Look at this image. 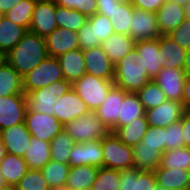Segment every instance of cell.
<instances>
[{
	"label": "cell",
	"instance_id": "53",
	"mask_svg": "<svg viewBox=\"0 0 190 190\" xmlns=\"http://www.w3.org/2000/svg\"><path fill=\"white\" fill-rule=\"evenodd\" d=\"M184 110H190V74H186L181 100Z\"/></svg>",
	"mask_w": 190,
	"mask_h": 190
},
{
	"label": "cell",
	"instance_id": "37",
	"mask_svg": "<svg viewBox=\"0 0 190 190\" xmlns=\"http://www.w3.org/2000/svg\"><path fill=\"white\" fill-rule=\"evenodd\" d=\"M70 165L50 160L40 169L50 189L65 185Z\"/></svg>",
	"mask_w": 190,
	"mask_h": 190
},
{
	"label": "cell",
	"instance_id": "19",
	"mask_svg": "<svg viewBox=\"0 0 190 190\" xmlns=\"http://www.w3.org/2000/svg\"><path fill=\"white\" fill-rule=\"evenodd\" d=\"M47 53L49 57L58 58L60 55L79 47L78 32L65 28H56L45 37Z\"/></svg>",
	"mask_w": 190,
	"mask_h": 190
},
{
	"label": "cell",
	"instance_id": "60",
	"mask_svg": "<svg viewBox=\"0 0 190 190\" xmlns=\"http://www.w3.org/2000/svg\"><path fill=\"white\" fill-rule=\"evenodd\" d=\"M7 186V184L4 181L2 171L0 170V188Z\"/></svg>",
	"mask_w": 190,
	"mask_h": 190
},
{
	"label": "cell",
	"instance_id": "24",
	"mask_svg": "<svg viewBox=\"0 0 190 190\" xmlns=\"http://www.w3.org/2000/svg\"><path fill=\"white\" fill-rule=\"evenodd\" d=\"M157 185L165 189L190 190V171L179 168H158L154 171Z\"/></svg>",
	"mask_w": 190,
	"mask_h": 190
},
{
	"label": "cell",
	"instance_id": "2",
	"mask_svg": "<svg viewBox=\"0 0 190 190\" xmlns=\"http://www.w3.org/2000/svg\"><path fill=\"white\" fill-rule=\"evenodd\" d=\"M151 79L147 70L135 60V47L114 65V84L126 92L136 93Z\"/></svg>",
	"mask_w": 190,
	"mask_h": 190
},
{
	"label": "cell",
	"instance_id": "16",
	"mask_svg": "<svg viewBox=\"0 0 190 190\" xmlns=\"http://www.w3.org/2000/svg\"><path fill=\"white\" fill-rule=\"evenodd\" d=\"M186 72L177 68H162L153 79L165 93L167 100L181 103Z\"/></svg>",
	"mask_w": 190,
	"mask_h": 190
},
{
	"label": "cell",
	"instance_id": "59",
	"mask_svg": "<svg viewBox=\"0 0 190 190\" xmlns=\"http://www.w3.org/2000/svg\"><path fill=\"white\" fill-rule=\"evenodd\" d=\"M6 62V55L0 52V68Z\"/></svg>",
	"mask_w": 190,
	"mask_h": 190
},
{
	"label": "cell",
	"instance_id": "11",
	"mask_svg": "<svg viewBox=\"0 0 190 190\" xmlns=\"http://www.w3.org/2000/svg\"><path fill=\"white\" fill-rule=\"evenodd\" d=\"M68 164L70 167L80 165L93 166L98 169L103 167L101 139L89 142H76L70 152Z\"/></svg>",
	"mask_w": 190,
	"mask_h": 190
},
{
	"label": "cell",
	"instance_id": "7",
	"mask_svg": "<svg viewBox=\"0 0 190 190\" xmlns=\"http://www.w3.org/2000/svg\"><path fill=\"white\" fill-rule=\"evenodd\" d=\"M61 79L64 77L59 59L48 56L23 77V92L28 94Z\"/></svg>",
	"mask_w": 190,
	"mask_h": 190
},
{
	"label": "cell",
	"instance_id": "15",
	"mask_svg": "<svg viewBox=\"0 0 190 190\" xmlns=\"http://www.w3.org/2000/svg\"><path fill=\"white\" fill-rule=\"evenodd\" d=\"M86 74L114 80V63L100 46L83 51Z\"/></svg>",
	"mask_w": 190,
	"mask_h": 190
},
{
	"label": "cell",
	"instance_id": "55",
	"mask_svg": "<svg viewBox=\"0 0 190 190\" xmlns=\"http://www.w3.org/2000/svg\"><path fill=\"white\" fill-rule=\"evenodd\" d=\"M183 70L186 72V74H190V48L186 51Z\"/></svg>",
	"mask_w": 190,
	"mask_h": 190
},
{
	"label": "cell",
	"instance_id": "41",
	"mask_svg": "<svg viewBox=\"0 0 190 190\" xmlns=\"http://www.w3.org/2000/svg\"><path fill=\"white\" fill-rule=\"evenodd\" d=\"M136 94L146 110L157 107L167 100L165 93L154 80H150Z\"/></svg>",
	"mask_w": 190,
	"mask_h": 190
},
{
	"label": "cell",
	"instance_id": "23",
	"mask_svg": "<svg viewBox=\"0 0 190 190\" xmlns=\"http://www.w3.org/2000/svg\"><path fill=\"white\" fill-rule=\"evenodd\" d=\"M159 50L162 68L183 69L187 49L178 45L168 35L159 37Z\"/></svg>",
	"mask_w": 190,
	"mask_h": 190
},
{
	"label": "cell",
	"instance_id": "3",
	"mask_svg": "<svg viewBox=\"0 0 190 190\" xmlns=\"http://www.w3.org/2000/svg\"><path fill=\"white\" fill-rule=\"evenodd\" d=\"M72 88V84L65 79L51 83L28 94H25L27 110L54 116L55 103Z\"/></svg>",
	"mask_w": 190,
	"mask_h": 190
},
{
	"label": "cell",
	"instance_id": "27",
	"mask_svg": "<svg viewBox=\"0 0 190 190\" xmlns=\"http://www.w3.org/2000/svg\"><path fill=\"white\" fill-rule=\"evenodd\" d=\"M0 170L2 171L5 183L8 186L15 187L29 169L23 157L6 153L0 161Z\"/></svg>",
	"mask_w": 190,
	"mask_h": 190
},
{
	"label": "cell",
	"instance_id": "46",
	"mask_svg": "<svg viewBox=\"0 0 190 190\" xmlns=\"http://www.w3.org/2000/svg\"><path fill=\"white\" fill-rule=\"evenodd\" d=\"M141 142L144 147L157 148L163 154L165 152L164 128L149 126Z\"/></svg>",
	"mask_w": 190,
	"mask_h": 190
},
{
	"label": "cell",
	"instance_id": "22",
	"mask_svg": "<svg viewBox=\"0 0 190 190\" xmlns=\"http://www.w3.org/2000/svg\"><path fill=\"white\" fill-rule=\"evenodd\" d=\"M157 24L161 35H168L185 21L183 6L166 0L156 11Z\"/></svg>",
	"mask_w": 190,
	"mask_h": 190
},
{
	"label": "cell",
	"instance_id": "51",
	"mask_svg": "<svg viewBox=\"0 0 190 190\" xmlns=\"http://www.w3.org/2000/svg\"><path fill=\"white\" fill-rule=\"evenodd\" d=\"M135 8L156 12L166 0H130Z\"/></svg>",
	"mask_w": 190,
	"mask_h": 190
},
{
	"label": "cell",
	"instance_id": "58",
	"mask_svg": "<svg viewBox=\"0 0 190 190\" xmlns=\"http://www.w3.org/2000/svg\"><path fill=\"white\" fill-rule=\"evenodd\" d=\"M169 1L177 3L181 6H185L190 0H169Z\"/></svg>",
	"mask_w": 190,
	"mask_h": 190
},
{
	"label": "cell",
	"instance_id": "48",
	"mask_svg": "<svg viewBox=\"0 0 190 190\" xmlns=\"http://www.w3.org/2000/svg\"><path fill=\"white\" fill-rule=\"evenodd\" d=\"M79 47L82 51L100 46V41H95L94 26L88 21L78 31Z\"/></svg>",
	"mask_w": 190,
	"mask_h": 190
},
{
	"label": "cell",
	"instance_id": "9",
	"mask_svg": "<svg viewBox=\"0 0 190 190\" xmlns=\"http://www.w3.org/2000/svg\"><path fill=\"white\" fill-rule=\"evenodd\" d=\"M129 36L135 41L157 39L161 36L156 12L133 8Z\"/></svg>",
	"mask_w": 190,
	"mask_h": 190
},
{
	"label": "cell",
	"instance_id": "43",
	"mask_svg": "<svg viewBox=\"0 0 190 190\" xmlns=\"http://www.w3.org/2000/svg\"><path fill=\"white\" fill-rule=\"evenodd\" d=\"M15 188L16 190H50L42 172L35 169H29Z\"/></svg>",
	"mask_w": 190,
	"mask_h": 190
},
{
	"label": "cell",
	"instance_id": "52",
	"mask_svg": "<svg viewBox=\"0 0 190 190\" xmlns=\"http://www.w3.org/2000/svg\"><path fill=\"white\" fill-rule=\"evenodd\" d=\"M185 147H190V110H184L181 118Z\"/></svg>",
	"mask_w": 190,
	"mask_h": 190
},
{
	"label": "cell",
	"instance_id": "45",
	"mask_svg": "<svg viewBox=\"0 0 190 190\" xmlns=\"http://www.w3.org/2000/svg\"><path fill=\"white\" fill-rule=\"evenodd\" d=\"M164 142L165 151H170L179 147H185L181 120L172 123L167 128H164Z\"/></svg>",
	"mask_w": 190,
	"mask_h": 190
},
{
	"label": "cell",
	"instance_id": "62",
	"mask_svg": "<svg viewBox=\"0 0 190 190\" xmlns=\"http://www.w3.org/2000/svg\"><path fill=\"white\" fill-rule=\"evenodd\" d=\"M0 190H16V188L15 187H13V186H5V187H2V188H0Z\"/></svg>",
	"mask_w": 190,
	"mask_h": 190
},
{
	"label": "cell",
	"instance_id": "5",
	"mask_svg": "<svg viewBox=\"0 0 190 190\" xmlns=\"http://www.w3.org/2000/svg\"><path fill=\"white\" fill-rule=\"evenodd\" d=\"M114 85L113 80H105L85 73L72 84V88L89 110L95 111L105 101L108 92Z\"/></svg>",
	"mask_w": 190,
	"mask_h": 190
},
{
	"label": "cell",
	"instance_id": "47",
	"mask_svg": "<svg viewBox=\"0 0 190 190\" xmlns=\"http://www.w3.org/2000/svg\"><path fill=\"white\" fill-rule=\"evenodd\" d=\"M56 4L75 9L88 17L97 13V0H57Z\"/></svg>",
	"mask_w": 190,
	"mask_h": 190
},
{
	"label": "cell",
	"instance_id": "39",
	"mask_svg": "<svg viewBox=\"0 0 190 190\" xmlns=\"http://www.w3.org/2000/svg\"><path fill=\"white\" fill-rule=\"evenodd\" d=\"M133 8L130 0H124L110 16L114 33L129 36V26L131 25V17Z\"/></svg>",
	"mask_w": 190,
	"mask_h": 190
},
{
	"label": "cell",
	"instance_id": "30",
	"mask_svg": "<svg viewBox=\"0 0 190 190\" xmlns=\"http://www.w3.org/2000/svg\"><path fill=\"white\" fill-rule=\"evenodd\" d=\"M27 30L7 19L0 18V52L7 54L23 38Z\"/></svg>",
	"mask_w": 190,
	"mask_h": 190
},
{
	"label": "cell",
	"instance_id": "63",
	"mask_svg": "<svg viewBox=\"0 0 190 190\" xmlns=\"http://www.w3.org/2000/svg\"><path fill=\"white\" fill-rule=\"evenodd\" d=\"M155 190H183V189H176V188L165 189V188H163V187L157 186Z\"/></svg>",
	"mask_w": 190,
	"mask_h": 190
},
{
	"label": "cell",
	"instance_id": "61",
	"mask_svg": "<svg viewBox=\"0 0 190 190\" xmlns=\"http://www.w3.org/2000/svg\"><path fill=\"white\" fill-rule=\"evenodd\" d=\"M50 190H70L65 185L57 186L56 188L50 189Z\"/></svg>",
	"mask_w": 190,
	"mask_h": 190
},
{
	"label": "cell",
	"instance_id": "44",
	"mask_svg": "<svg viewBox=\"0 0 190 190\" xmlns=\"http://www.w3.org/2000/svg\"><path fill=\"white\" fill-rule=\"evenodd\" d=\"M88 22L94 26L95 41L102 43L114 33L111 20L105 15L95 13L88 17Z\"/></svg>",
	"mask_w": 190,
	"mask_h": 190
},
{
	"label": "cell",
	"instance_id": "34",
	"mask_svg": "<svg viewBox=\"0 0 190 190\" xmlns=\"http://www.w3.org/2000/svg\"><path fill=\"white\" fill-rule=\"evenodd\" d=\"M146 109L143 107L136 93L128 92L123 99L120 115H118L117 128L126 126L136 118L144 116Z\"/></svg>",
	"mask_w": 190,
	"mask_h": 190
},
{
	"label": "cell",
	"instance_id": "38",
	"mask_svg": "<svg viewBox=\"0 0 190 190\" xmlns=\"http://www.w3.org/2000/svg\"><path fill=\"white\" fill-rule=\"evenodd\" d=\"M37 0H22L3 14L7 19L29 30Z\"/></svg>",
	"mask_w": 190,
	"mask_h": 190
},
{
	"label": "cell",
	"instance_id": "40",
	"mask_svg": "<svg viewBox=\"0 0 190 190\" xmlns=\"http://www.w3.org/2000/svg\"><path fill=\"white\" fill-rule=\"evenodd\" d=\"M159 168H181L190 171V147H179L165 151Z\"/></svg>",
	"mask_w": 190,
	"mask_h": 190
},
{
	"label": "cell",
	"instance_id": "36",
	"mask_svg": "<svg viewBox=\"0 0 190 190\" xmlns=\"http://www.w3.org/2000/svg\"><path fill=\"white\" fill-rule=\"evenodd\" d=\"M75 144L76 141L63 130L50 142L51 160L68 164L70 152Z\"/></svg>",
	"mask_w": 190,
	"mask_h": 190
},
{
	"label": "cell",
	"instance_id": "50",
	"mask_svg": "<svg viewBox=\"0 0 190 190\" xmlns=\"http://www.w3.org/2000/svg\"><path fill=\"white\" fill-rule=\"evenodd\" d=\"M123 1L124 0H97V13L110 18L116 7Z\"/></svg>",
	"mask_w": 190,
	"mask_h": 190
},
{
	"label": "cell",
	"instance_id": "28",
	"mask_svg": "<svg viewBox=\"0 0 190 190\" xmlns=\"http://www.w3.org/2000/svg\"><path fill=\"white\" fill-rule=\"evenodd\" d=\"M23 158L28 169L40 170L51 160L50 142L32 137Z\"/></svg>",
	"mask_w": 190,
	"mask_h": 190
},
{
	"label": "cell",
	"instance_id": "10",
	"mask_svg": "<svg viewBox=\"0 0 190 190\" xmlns=\"http://www.w3.org/2000/svg\"><path fill=\"white\" fill-rule=\"evenodd\" d=\"M26 112L25 94L0 97V131L24 123Z\"/></svg>",
	"mask_w": 190,
	"mask_h": 190
},
{
	"label": "cell",
	"instance_id": "54",
	"mask_svg": "<svg viewBox=\"0 0 190 190\" xmlns=\"http://www.w3.org/2000/svg\"><path fill=\"white\" fill-rule=\"evenodd\" d=\"M22 0H0V10L4 14Z\"/></svg>",
	"mask_w": 190,
	"mask_h": 190
},
{
	"label": "cell",
	"instance_id": "65",
	"mask_svg": "<svg viewBox=\"0 0 190 190\" xmlns=\"http://www.w3.org/2000/svg\"><path fill=\"white\" fill-rule=\"evenodd\" d=\"M3 16V13L1 12V10H0V18Z\"/></svg>",
	"mask_w": 190,
	"mask_h": 190
},
{
	"label": "cell",
	"instance_id": "21",
	"mask_svg": "<svg viewBox=\"0 0 190 190\" xmlns=\"http://www.w3.org/2000/svg\"><path fill=\"white\" fill-rule=\"evenodd\" d=\"M157 186L154 171L120 170L119 190H155Z\"/></svg>",
	"mask_w": 190,
	"mask_h": 190
},
{
	"label": "cell",
	"instance_id": "64",
	"mask_svg": "<svg viewBox=\"0 0 190 190\" xmlns=\"http://www.w3.org/2000/svg\"><path fill=\"white\" fill-rule=\"evenodd\" d=\"M41 1H49V2H57V0H41Z\"/></svg>",
	"mask_w": 190,
	"mask_h": 190
},
{
	"label": "cell",
	"instance_id": "32",
	"mask_svg": "<svg viewBox=\"0 0 190 190\" xmlns=\"http://www.w3.org/2000/svg\"><path fill=\"white\" fill-rule=\"evenodd\" d=\"M98 173V168L93 166L71 167L65 186L70 190H86L92 187Z\"/></svg>",
	"mask_w": 190,
	"mask_h": 190
},
{
	"label": "cell",
	"instance_id": "14",
	"mask_svg": "<svg viewBox=\"0 0 190 190\" xmlns=\"http://www.w3.org/2000/svg\"><path fill=\"white\" fill-rule=\"evenodd\" d=\"M80 96L71 88L55 103L54 116L64 125L89 112Z\"/></svg>",
	"mask_w": 190,
	"mask_h": 190
},
{
	"label": "cell",
	"instance_id": "29",
	"mask_svg": "<svg viewBox=\"0 0 190 190\" xmlns=\"http://www.w3.org/2000/svg\"><path fill=\"white\" fill-rule=\"evenodd\" d=\"M149 128L146 115L136 118L126 126L117 128L113 133L127 146L134 147L143 138Z\"/></svg>",
	"mask_w": 190,
	"mask_h": 190
},
{
	"label": "cell",
	"instance_id": "33",
	"mask_svg": "<svg viewBox=\"0 0 190 190\" xmlns=\"http://www.w3.org/2000/svg\"><path fill=\"white\" fill-rule=\"evenodd\" d=\"M24 94L23 77L6 61L0 68V97Z\"/></svg>",
	"mask_w": 190,
	"mask_h": 190
},
{
	"label": "cell",
	"instance_id": "1",
	"mask_svg": "<svg viewBox=\"0 0 190 190\" xmlns=\"http://www.w3.org/2000/svg\"><path fill=\"white\" fill-rule=\"evenodd\" d=\"M47 57L45 38L28 30L6 54V61L24 77Z\"/></svg>",
	"mask_w": 190,
	"mask_h": 190
},
{
	"label": "cell",
	"instance_id": "17",
	"mask_svg": "<svg viewBox=\"0 0 190 190\" xmlns=\"http://www.w3.org/2000/svg\"><path fill=\"white\" fill-rule=\"evenodd\" d=\"M184 112L182 103L166 100L161 105L146 110V118L149 126L167 128L172 123L181 120Z\"/></svg>",
	"mask_w": 190,
	"mask_h": 190
},
{
	"label": "cell",
	"instance_id": "25",
	"mask_svg": "<svg viewBox=\"0 0 190 190\" xmlns=\"http://www.w3.org/2000/svg\"><path fill=\"white\" fill-rule=\"evenodd\" d=\"M63 77L73 84L86 73L83 51L78 48L58 57Z\"/></svg>",
	"mask_w": 190,
	"mask_h": 190
},
{
	"label": "cell",
	"instance_id": "20",
	"mask_svg": "<svg viewBox=\"0 0 190 190\" xmlns=\"http://www.w3.org/2000/svg\"><path fill=\"white\" fill-rule=\"evenodd\" d=\"M1 141L7 153L23 157L31 141V134L25 123H20L0 131Z\"/></svg>",
	"mask_w": 190,
	"mask_h": 190
},
{
	"label": "cell",
	"instance_id": "4",
	"mask_svg": "<svg viewBox=\"0 0 190 190\" xmlns=\"http://www.w3.org/2000/svg\"><path fill=\"white\" fill-rule=\"evenodd\" d=\"M63 128L76 142L103 139L111 132L97 116V112L92 110L71 122L65 123Z\"/></svg>",
	"mask_w": 190,
	"mask_h": 190
},
{
	"label": "cell",
	"instance_id": "26",
	"mask_svg": "<svg viewBox=\"0 0 190 190\" xmlns=\"http://www.w3.org/2000/svg\"><path fill=\"white\" fill-rule=\"evenodd\" d=\"M101 47L109 59L116 64L135 47V41L130 36L113 33L101 43Z\"/></svg>",
	"mask_w": 190,
	"mask_h": 190
},
{
	"label": "cell",
	"instance_id": "13",
	"mask_svg": "<svg viewBox=\"0 0 190 190\" xmlns=\"http://www.w3.org/2000/svg\"><path fill=\"white\" fill-rule=\"evenodd\" d=\"M55 2L37 0L33 10L29 31L41 37L51 34L57 27Z\"/></svg>",
	"mask_w": 190,
	"mask_h": 190
},
{
	"label": "cell",
	"instance_id": "6",
	"mask_svg": "<svg viewBox=\"0 0 190 190\" xmlns=\"http://www.w3.org/2000/svg\"><path fill=\"white\" fill-rule=\"evenodd\" d=\"M103 150V167L125 170L134 166L133 147L121 142L117 136L110 132L101 139Z\"/></svg>",
	"mask_w": 190,
	"mask_h": 190
},
{
	"label": "cell",
	"instance_id": "35",
	"mask_svg": "<svg viewBox=\"0 0 190 190\" xmlns=\"http://www.w3.org/2000/svg\"><path fill=\"white\" fill-rule=\"evenodd\" d=\"M55 19L58 28L69 29L78 32L81 27L88 21V16L81 12L66 7L56 6Z\"/></svg>",
	"mask_w": 190,
	"mask_h": 190
},
{
	"label": "cell",
	"instance_id": "56",
	"mask_svg": "<svg viewBox=\"0 0 190 190\" xmlns=\"http://www.w3.org/2000/svg\"><path fill=\"white\" fill-rule=\"evenodd\" d=\"M7 151L4 147L3 142L1 141V133H0V161L4 158V156L6 155Z\"/></svg>",
	"mask_w": 190,
	"mask_h": 190
},
{
	"label": "cell",
	"instance_id": "31",
	"mask_svg": "<svg viewBox=\"0 0 190 190\" xmlns=\"http://www.w3.org/2000/svg\"><path fill=\"white\" fill-rule=\"evenodd\" d=\"M161 157L162 153L157 148L144 147L143 142H139L133 147V168L155 171L160 167Z\"/></svg>",
	"mask_w": 190,
	"mask_h": 190
},
{
	"label": "cell",
	"instance_id": "57",
	"mask_svg": "<svg viewBox=\"0 0 190 190\" xmlns=\"http://www.w3.org/2000/svg\"><path fill=\"white\" fill-rule=\"evenodd\" d=\"M183 8L185 12V17L190 19V1L185 6H183Z\"/></svg>",
	"mask_w": 190,
	"mask_h": 190
},
{
	"label": "cell",
	"instance_id": "12",
	"mask_svg": "<svg viewBox=\"0 0 190 190\" xmlns=\"http://www.w3.org/2000/svg\"><path fill=\"white\" fill-rule=\"evenodd\" d=\"M159 38L135 42V60L143 69L147 70L148 77L153 80L161 67Z\"/></svg>",
	"mask_w": 190,
	"mask_h": 190
},
{
	"label": "cell",
	"instance_id": "8",
	"mask_svg": "<svg viewBox=\"0 0 190 190\" xmlns=\"http://www.w3.org/2000/svg\"><path fill=\"white\" fill-rule=\"evenodd\" d=\"M24 123L32 137L47 142L64 130V125L55 116L31 110H27Z\"/></svg>",
	"mask_w": 190,
	"mask_h": 190
},
{
	"label": "cell",
	"instance_id": "49",
	"mask_svg": "<svg viewBox=\"0 0 190 190\" xmlns=\"http://www.w3.org/2000/svg\"><path fill=\"white\" fill-rule=\"evenodd\" d=\"M168 36L178 45L185 49L190 48V19L185 18V21L177 28L171 31Z\"/></svg>",
	"mask_w": 190,
	"mask_h": 190
},
{
	"label": "cell",
	"instance_id": "18",
	"mask_svg": "<svg viewBox=\"0 0 190 190\" xmlns=\"http://www.w3.org/2000/svg\"><path fill=\"white\" fill-rule=\"evenodd\" d=\"M127 93L122 88L114 85L108 92L105 101L95 110L97 116L112 133L117 129L118 115H120L121 105Z\"/></svg>",
	"mask_w": 190,
	"mask_h": 190
},
{
	"label": "cell",
	"instance_id": "42",
	"mask_svg": "<svg viewBox=\"0 0 190 190\" xmlns=\"http://www.w3.org/2000/svg\"><path fill=\"white\" fill-rule=\"evenodd\" d=\"M119 183L120 170L100 167L91 188L93 190H119Z\"/></svg>",
	"mask_w": 190,
	"mask_h": 190
}]
</instances>
